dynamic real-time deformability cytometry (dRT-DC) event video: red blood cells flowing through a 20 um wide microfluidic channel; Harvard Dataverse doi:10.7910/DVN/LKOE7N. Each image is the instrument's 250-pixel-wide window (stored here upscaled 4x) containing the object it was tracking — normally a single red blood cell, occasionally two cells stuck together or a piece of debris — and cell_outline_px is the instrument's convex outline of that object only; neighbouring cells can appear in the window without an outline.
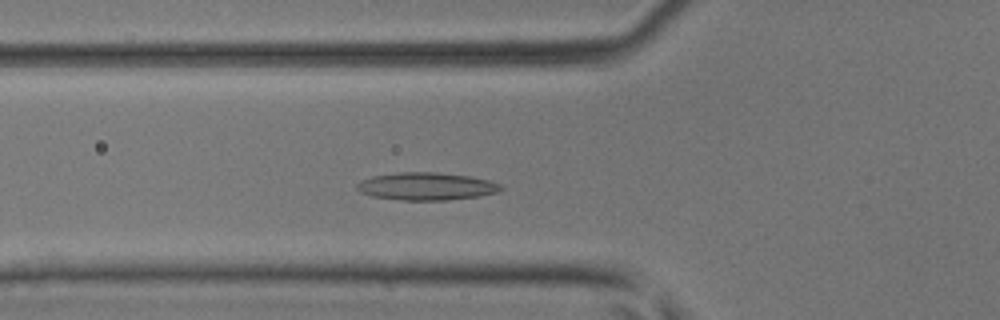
{"species": "common noctule bat (a hibernating species)", "species_latin": "Nyctalus noctula", "temperature_condition": "room temperature", "stored_images_in_passage": 42, "camera_frame_rate_fps": 3000, "um_per_image_px": 0.085, "animal": {"sex": "male", "body_mass_g": 17.9, "forearm_length_mm": 54.2}, "frame": {"image": 1, "passage_image": 12, "time_ms": 3.667, "image_size_px": [1000, 320], "cell_outline_px": [[504, 188], [496, 192], [480, 196], [448, 200], [400, 200], [372, 196], [360, 192], [356, 188], [356, 184], [360, 180], [372, 176], [400, 172], [436, 172], [468, 176], [488, 180], [500, 184]], "centroid_in_image_um": [36.21, 15.84], "position_along_channel_um": 89.6, "area_um2": 23.18}}
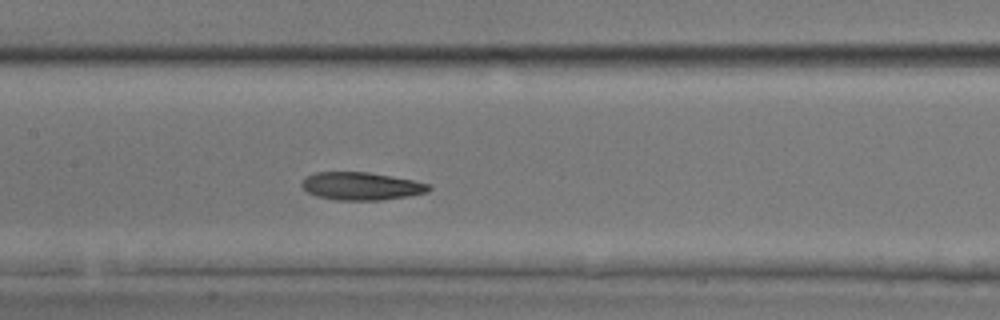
{"frame": {"image": 2, "passage_image": 18, "time_ms": 5.667, "image_size_px": [1000, 320], "cell_outline_px": [[432, 188], [428, 192], [408, 196], [380, 200], [336, 200], [316, 196], [308, 192], [300, 184], [304, 176], [316, 172], [368, 172], [392, 176], [432, 184]], "centroid_in_image_um": [30.71, 15.81], "position_along_channel_um": 176.7, "area_um2": 20.75}}
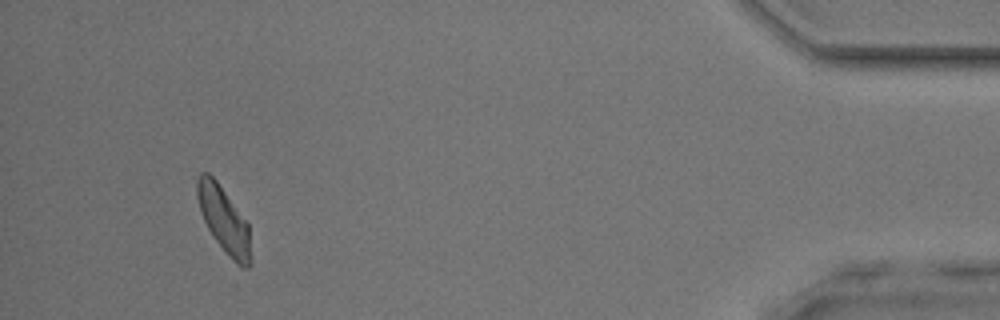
{"frame": {"image": 3, "passage_image": 39, "time_ms": 12.667, "image_size_px": [1000, 320], "cell_outline_px": [[252, 264], [248, 268], [244, 268], [236, 264], [228, 256], [216, 240], [208, 228], [200, 212], [196, 196], [196, 180], [200, 172], [208, 172], [216, 180], [248, 224]], "centroid_in_image_um": [19.02, 18.7], "position_along_channel_um": 416.2, "area_um2": 20.52}}